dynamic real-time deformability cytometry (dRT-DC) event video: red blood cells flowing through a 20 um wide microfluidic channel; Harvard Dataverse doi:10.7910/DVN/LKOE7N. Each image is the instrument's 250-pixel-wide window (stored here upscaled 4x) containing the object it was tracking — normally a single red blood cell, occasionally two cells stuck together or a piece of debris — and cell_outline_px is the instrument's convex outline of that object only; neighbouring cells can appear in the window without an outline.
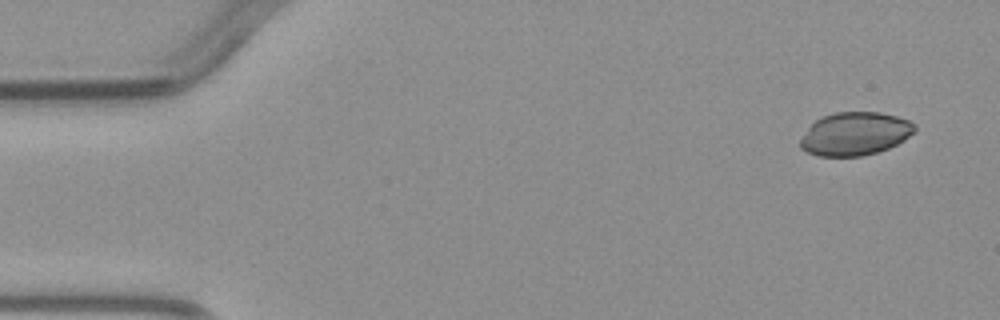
{"species": "common noctule bat (a hibernating species)", "species_latin": "Nyctalus noctula", "temperature_condition": "warm", "stored_images_in_passage": 4, "camera_frame_rate_fps": 3000, "um_per_image_px": 0.085, "animal": {"sex": "male", "body_mass_g": 23.1, "forearm_length_mm": 52.7}, "frame": {"image": 1, "passage_image": 1, "time_ms": 0.0, "image_size_px": [1000, 320], "cell_outline_px": [[916, 128], [904, 140], [888, 148], [876, 152], [860, 156], [820, 156], [808, 152], [800, 148], [800, 140], [808, 128], [820, 116], [836, 112], [880, 112], [896, 116], [908, 120], [916, 124]], "centroid_in_image_um": [72.66, 11.36], "position_along_channel_um": 12.3, "area_um2": 28.61}}